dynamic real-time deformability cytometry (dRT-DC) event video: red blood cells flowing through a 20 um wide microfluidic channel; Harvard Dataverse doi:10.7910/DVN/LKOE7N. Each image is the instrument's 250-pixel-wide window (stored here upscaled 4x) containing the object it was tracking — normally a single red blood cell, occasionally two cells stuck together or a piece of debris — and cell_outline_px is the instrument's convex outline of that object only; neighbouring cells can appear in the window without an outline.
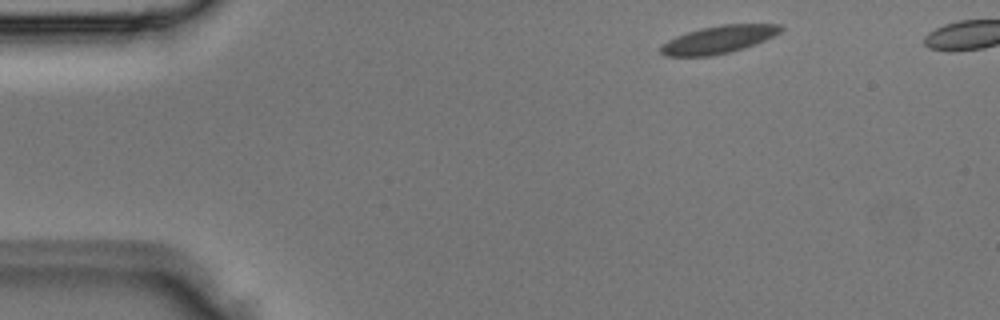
{"species": "Egyptian fruit bat (a non-hibernating species)", "species_latin": "Rousettus aegyptiacus", "temperature_condition": "room temperature", "stored_images_in_passage": 4, "camera_frame_rate_fps": 3000, "um_per_image_px": 0.085, "animal": {"sex": "male"}, "frame": {"image": 1, "passage_image": 1, "time_ms": 0.0, "image_size_px": [1000, 320], "cell_outline_px": [[784, 28], [780, 32], [764, 40], [744, 48], [732, 52], [712, 56], [664, 56], [660, 52], [660, 48], [668, 40], [676, 36], [700, 28], [720, 24], [780, 24]], "centroid_in_image_um": [61.08, 3.36], "position_along_channel_um": 23.9, "area_um2": 19.31}}